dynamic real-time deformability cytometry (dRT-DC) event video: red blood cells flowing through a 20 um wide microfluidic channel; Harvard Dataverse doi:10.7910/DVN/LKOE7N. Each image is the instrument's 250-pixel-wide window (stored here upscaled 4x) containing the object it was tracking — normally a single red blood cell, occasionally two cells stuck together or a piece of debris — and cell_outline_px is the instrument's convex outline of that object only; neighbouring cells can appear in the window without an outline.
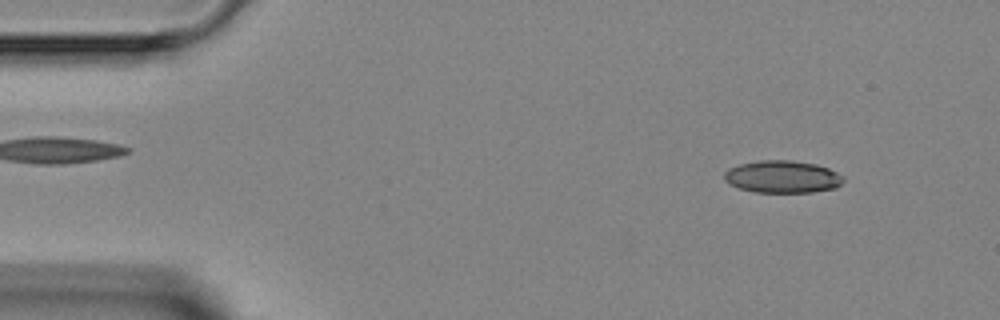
{"species": "Egyptian fruit bat (a non-hibernating species)", "species_latin": "Rousettus aegyptiacus", "temperature_condition": "room temperature", "stored_images_in_passage": 46, "camera_frame_rate_fps": 3000, "um_per_image_px": 0.085, "animal": {"sex": "female"}, "frame": {"image": 1, "passage_image": 5, "time_ms": 1.333, "image_size_px": [1000, 320], "cell_outline_px": [[844, 180], [836, 188], [812, 192], [752, 192], [728, 184], [724, 180], [724, 172], [728, 168], [740, 164], [760, 160], [792, 160], [816, 164], [828, 168], [844, 176]], "centroid_in_image_um": [66.49, 15.02], "position_along_channel_um": 18.5, "area_um2": 22.6}}
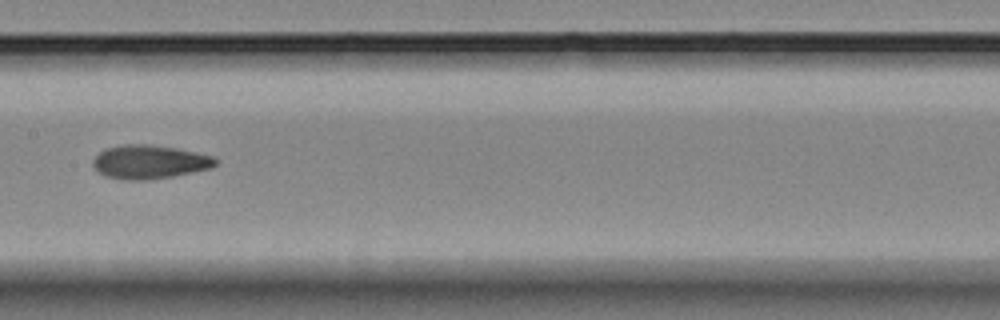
{"frame": {"image": 2, "passage_image": 23, "time_ms": 7.333, "image_size_px": [1000, 320], "cell_outline_px": [[220, 160], [212, 168], [172, 176], [148, 180], [132, 180], [104, 176], [92, 164], [92, 160], [104, 148], [124, 144], [148, 144], [176, 148], [216, 156]], "centroid_in_image_um": [12.75, 13.75], "position_along_channel_um": 194.7, "area_um2": 24.16}}
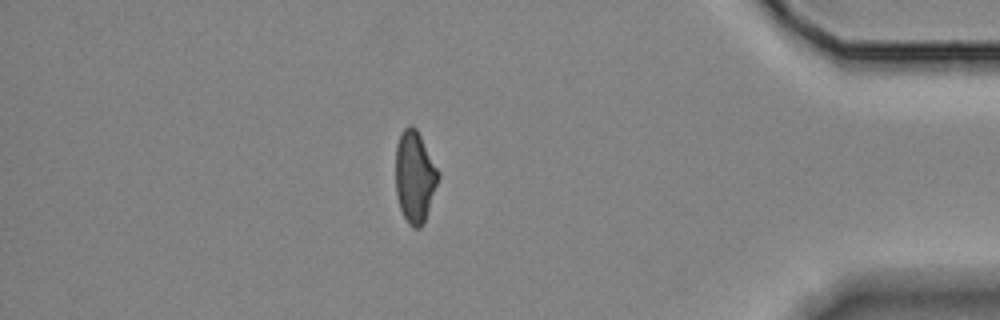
{"frame": {"image": 3, "passage_image": 40, "time_ms": 13.0, "image_size_px": [1000, 320], "cell_outline_px": [[440, 176], [424, 224], [420, 228], [412, 228], [408, 224], [400, 208], [396, 192], [396, 144], [404, 128], [408, 124], [412, 124], [416, 128], [440, 172]], "centroid_in_image_um": [35.26, 15.03], "position_along_channel_um": 399.9, "area_um2": 22.89}}